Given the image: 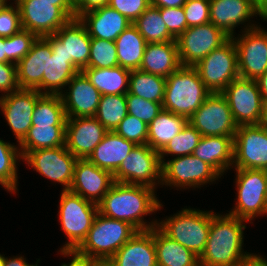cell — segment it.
Listing matches in <instances>:
<instances>
[{
    "instance_id": "6da1fadb",
    "label": "cell",
    "mask_w": 267,
    "mask_h": 266,
    "mask_svg": "<svg viewBox=\"0 0 267 266\" xmlns=\"http://www.w3.org/2000/svg\"><path fill=\"white\" fill-rule=\"evenodd\" d=\"M163 208L156 190L143 186L114 182L103 199L98 203V212L106 217L130 223L138 231L150 230L157 226V219L145 221Z\"/></svg>"
},
{
    "instance_id": "7a4b0ae2",
    "label": "cell",
    "mask_w": 267,
    "mask_h": 266,
    "mask_svg": "<svg viewBox=\"0 0 267 266\" xmlns=\"http://www.w3.org/2000/svg\"><path fill=\"white\" fill-rule=\"evenodd\" d=\"M246 222L228 213H215L199 265L236 266L249 258L253 253L243 250Z\"/></svg>"
},
{
    "instance_id": "3957f363",
    "label": "cell",
    "mask_w": 267,
    "mask_h": 266,
    "mask_svg": "<svg viewBox=\"0 0 267 266\" xmlns=\"http://www.w3.org/2000/svg\"><path fill=\"white\" fill-rule=\"evenodd\" d=\"M211 93L194 67L181 66L166 78L162 107L188 120Z\"/></svg>"
},
{
    "instance_id": "277c9868",
    "label": "cell",
    "mask_w": 267,
    "mask_h": 266,
    "mask_svg": "<svg viewBox=\"0 0 267 266\" xmlns=\"http://www.w3.org/2000/svg\"><path fill=\"white\" fill-rule=\"evenodd\" d=\"M215 213L196 208H182L165 220H158L157 227L169 238L177 241L196 256L203 253L208 239L211 218Z\"/></svg>"
},
{
    "instance_id": "5b68a950",
    "label": "cell",
    "mask_w": 267,
    "mask_h": 266,
    "mask_svg": "<svg viewBox=\"0 0 267 266\" xmlns=\"http://www.w3.org/2000/svg\"><path fill=\"white\" fill-rule=\"evenodd\" d=\"M138 230L130 223L98 212L79 253L106 263Z\"/></svg>"
},
{
    "instance_id": "8992f818",
    "label": "cell",
    "mask_w": 267,
    "mask_h": 266,
    "mask_svg": "<svg viewBox=\"0 0 267 266\" xmlns=\"http://www.w3.org/2000/svg\"><path fill=\"white\" fill-rule=\"evenodd\" d=\"M58 218L68 241L60 249H77L86 239L98 214V204L69 190H61Z\"/></svg>"
},
{
    "instance_id": "52a82bcc",
    "label": "cell",
    "mask_w": 267,
    "mask_h": 266,
    "mask_svg": "<svg viewBox=\"0 0 267 266\" xmlns=\"http://www.w3.org/2000/svg\"><path fill=\"white\" fill-rule=\"evenodd\" d=\"M236 204L228 211L230 215L246 220L251 224L262 216L267 202L266 170L235 169Z\"/></svg>"
},
{
    "instance_id": "ba28073f",
    "label": "cell",
    "mask_w": 267,
    "mask_h": 266,
    "mask_svg": "<svg viewBox=\"0 0 267 266\" xmlns=\"http://www.w3.org/2000/svg\"><path fill=\"white\" fill-rule=\"evenodd\" d=\"M114 181L143 185L156 189L161 186L162 164L159 152L147 144L136 145L113 174Z\"/></svg>"
},
{
    "instance_id": "9c48e42d",
    "label": "cell",
    "mask_w": 267,
    "mask_h": 266,
    "mask_svg": "<svg viewBox=\"0 0 267 266\" xmlns=\"http://www.w3.org/2000/svg\"><path fill=\"white\" fill-rule=\"evenodd\" d=\"M194 68L212 93H221L234 79L240 77L233 39L229 38L220 47L212 50Z\"/></svg>"
},
{
    "instance_id": "30bf717a",
    "label": "cell",
    "mask_w": 267,
    "mask_h": 266,
    "mask_svg": "<svg viewBox=\"0 0 267 266\" xmlns=\"http://www.w3.org/2000/svg\"><path fill=\"white\" fill-rule=\"evenodd\" d=\"M218 178L221 176L210 165L192 154L171 157L162 164V186L196 189L214 183Z\"/></svg>"
},
{
    "instance_id": "8fae6325",
    "label": "cell",
    "mask_w": 267,
    "mask_h": 266,
    "mask_svg": "<svg viewBox=\"0 0 267 266\" xmlns=\"http://www.w3.org/2000/svg\"><path fill=\"white\" fill-rule=\"evenodd\" d=\"M188 122L201 136L234 137L238 128L227 99L222 93H211Z\"/></svg>"
},
{
    "instance_id": "7c38bea8",
    "label": "cell",
    "mask_w": 267,
    "mask_h": 266,
    "mask_svg": "<svg viewBox=\"0 0 267 266\" xmlns=\"http://www.w3.org/2000/svg\"><path fill=\"white\" fill-rule=\"evenodd\" d=\"M267 30V29H266ZM261 24L233 36L238 60L239 76L257 80L267 71V31Z\"/></svg>"
},
{
    "instance_id": "4fadbf2b",
    "label": "cell",
    "mask_w": 267,
    "mask_h": 266,
    "mask_svg": "<svg viewBox=\"0 0 267 266\" xmlns=\"http://www.w3.org/2000/svg\"><path fill=\"white\" fill-rule=\"evenodd\" d=\"M23 161L40 175L62 185L63 191L69 190L77 158L66 146L29 151Z\"/></svg>"
},
{
    "instance_id": "5bb4252c",
    "label": "cell",
    "mask_w": 267,
    "mask_h": 266,
    "mask_svg": "<svg viewBox=\"0 0 267 266\" xmlns=\"http://www.w3.org/2000/svg\"><path fill=\"white\" fill-rule=\"evenodd\" d=\"M238 126L259 125L263 101L256 80L238 77L222 92Z\"/></svg>"
},
{
    "instance_id": "9a60e30c",
    "label": "cell",
    "mask_w": 267,
    "mask_h": 266,
    "mask_svg": "<svg viewBox=\"0 0 267 266\" xmlns=\"http://www.w3.org/2000/svg\"><path fill=\"white\" fill-rule=\"evenodd\" d=\"M44 38L55 55L68 58L79 71L88 68L91 37L79 19H71L55 34Z\"/></svg>"
},
{
    "instance_id": "2e32d148",
    "label": "cell",
    "mask_w": 267,
    "mask_h": 266,
    "mask_svg": "<svg viewBox=\"0 0 267 266\" xmlns=\"http://www.w3.org/2000/svg\"><path fill=\"white\" fill-rule=\"evenodd\" d=\"M233 167L267 170V128L261 124L238 126L234 136Z\"/></svg>"
},
{
    "instance_id": "e0dca14e",
    "label": "cell",
    "mask_w": 267,
    "mask_h": 266,
    "mask_svg": "<svg viewBox=\"0 0 267 266\" xmlns=\"http://www.w3.org/2000/svg\"><path fill=\"white\" fill-rule=\"evenodd\" d=\"M229 38L213 23L187 28L176 39L181 65L194 67Z\"/></svg>"
},
{
    "instance_id": "ac0fdd59",
    "label": "cell",
    "mask_w": 267,
    "mask_h": 266,
    "mask_svg": "<svg viewBox=\"0 0 267 266\" xmlns=\"http://www.w3.org/2000/svg\"><path fill=\"white\" fill-rule=\"evenodd\" d=\"M20 11L22 28L37 37L55 34L71 18L54 2L16 0Z\"/></svg>"
},
{
    "instance_id": "d6986e66",
    "label": "cell",
    "mask_w": 267,
    "mask_h": 266,
    "mask_svg": "<svg viewBox=\"0 0 267 266\" xmlns=\"http://www.w3.org/2000/svg\"><path fill=\"white\" fill-rule=\"evenodd\" d=\"M210 23L221 29L230 38L235 36V28L244 25L245 30L258 26L253 17L262 18L263 12L250 0H209ZM252 18V19H251ZM251 19V20H250ZM252 23H251V22ZM246 22H248L246 24Z\"/></svg>"
},
{
    "instance_id": "ffe728a7",
    "label": "cell",
    "mask_w": 267,
    "mask_h": 266,
    "mask_svg": "<svg viewBox=\"0 0 267 266\" xmlns=\"http://www.w3.org/2000/svg\"><path fill=\"white\" fill-rule=\"evenodd\" d=\"M42 95L36 90L19 89L0 96V110L14 133L18 144L32 126L33 111L37 99Z\"/></svg>"
},
{
    "instance_id": "44dd1931",
    "label": "cell",
    "mask_w": 267,
    "mask_h": 266,
    "mask_svg": "<svg viewBox=\"0 0 267 266\" xmlns=\"http://www.w3.org/2000/svg\"><path fill=\"white\" fill-rule=\"evenodd\" d=\"M107 132L95 117L67 118L65 146L77 159H87Z\"/></svg>"
},
{
    "instance_id": "7402d4cb",
    "label": "cell",
    "mask_w": 267,
    "mask_h": 266,
    "mask_svg": "<svg viewBox=\"0 0 267 266\" xmlns=\"http://www.w3.org/2000/svg\"><path fill=\"white\" fill-rule=\"evenodd\" d=\"M113 174L88 159H77L69 191L98 204L114 184Z\"/></svg>"
},
{
    "instance_id": "603a6c76",
    "label": "cell",
    "mask_w": 267,
    "mask_h": 266,
    "mask_svg": "<svg viewBox=\"0 0 267 266\" xmlns=\"http://www.w3.org/2000/svg\"><path fill=\"white\" fill-rule=\"evenodd\" d=\"M66 88L59 95L64 104L67 118L95 117L101 93L82 71L72 77Z\"/></svg>"
},
{
    "instance_id": "cb8c5ba5",
    "label": "cell",
    "mask_w": 267,
    "mask_h": 266,
    "mask_svg": "<svg viewBox=\"0 0 267 266\" xmlns=\"http://www.w3.org/2000/svg\"><path fill=\"white\" fill-rule=\"evenodd\" d=\"M106 263L110 266H158L154 227L137 231Z\"/></svg>"
},
{
    "instance_id": "d4e9b609",
    "label": "cell",
    "mask_w": 267,
    "mask_h": 266,
    "mask_svg": "<svg viewBox=\"0 0 267 266\" xmlns=\"http://www.w3.org/2000/svg\"><path fill=\"white\" fill-rule=\"evenodd\" d=\"M47 53H53L44 37H37L30 52L17 63V82L20 89L36 90L40 93V83L46 74Z\"/></svg>"
},
{
    "instance_id": "484cf974",
    "label": "cell",
    "mask_w": 267,
    "mask_h": 266,
    "mask_svg": "<svg viewBox=\"0 0 267 266\" xmlns=\"http://www.w3.org/2000/svg\"><path fill=\"white\" fill-rule=\"evenodd\" d=\"M79 20L91 38L115 41L132 23L109 5L83 14Z\"/></svg>"
},
{
    "instance_id": "4316f807",
    "label": "cell",
    "mask_w": 267,
    "mask_h": 266,
    "mask_svg": "<svg viewBox=\"0 0 267 266\" xmlns=\"http://www.w3.org/2000/svg\"><path fill=\"white\" fill-rule=\"evenodd\" d=\"M233 150L234 137L201 136L192 155L206 162L223 176L227 170L232 169Z\"/></svg>"
},
{
    "instance_id": "83f0119b",
    "label": "cell",
    "mask_w": 267,
    "mask_h": 266,
    "mask_svg": "<svg viewBox=\"0 0 267 266\" xmlns=\"http://www.w3.org/2000/svg\"><path fill=\"white\" fill-rule=\"evenodd\" d=\"M176 41L147 43L140 70L167 78L181 67Z\"/></svg>"
},
{
    "instance_id": "f1b7e54d",
    "label": "cell",
    "mask_w": 267,
    "mask_h": 266,
    "mask_svg": "<svg viewBox=\"0 0 267 266\" xmlns=\"http://www.w3.org/2000/svg\"><path fill=\"white\" fill-rule=\"evenodd\" d=\"M135 146V143L114 131H108L87 159L97 167L114 174Z\"/></svg>"
},
{
    "instance_id": "f546056e",
    "label": "cell",
    "mask_w": 267,
    "mask_h": 266,
    "mask_svg": "<svg viewBox=\"0 0 267 266\" xmlns=\"http://www.w3.org/2000/svg\"><path fill=\"white\" fill-rule=\"evenodd\" d=\"M154 245L158 266H200L199 257L154 227Z\"/></svg>"
},
{
    "instance_id": "4dcf8cb0",
    "label": "cell",
    "mask_w": 267,
    "mask_h": 266,
    "mask_svg": "<svg viewBox=\"0 0 267 266\" xmlns=\"http://www.w3.org/2000/svg\"><path fill=\"white\" fill-rule=\"evenodd\" d=\"M80 72L68 58L47 53L46 74L40 83V93L60 94L72 77Z\"/></svg>"
},
{
    "instance_id": "1f68e13d",
    "label": "cell",
    "mask_w": 267,
    "mask_h": 266,
    "mask_svg": "<svg viewBox=\"0 0 267 266\" xmlns=\"http://www.w3.org/2000/svg\"><path fill=\"white\" fill-rule=\"evenodd\" d=\"M82 72L101 95L126 94L130 70L121 66L111 68H84Z\"/></svg>"
},
{
    "instance_id": "d6a6232c",
    "label": "cell",
    "mask_w": 267,
    "mask_h": 266,
    "mask_svg": "<svg viewBox=\"0 0 267 266\" xmlns=\"http://www.w3.org/2000/svg\"><path fill=\"white\" fill-rule=\"evenodd\" d=\"M119 66L128 70L140 68L147 42L132 23L114 41Z\"/></svg>"
},
{
    "instance_id": "836d02e7",
    "label": "cell",
    "mask_w": 267,
    "mask_h": 266,
    "mask_svg": "<svg viewBox=\"0 0 267 266\" xmlns=\"http://www.w3.org/2000/svg\"><path fill=\"white\" fill-rule=\"evenodd\" d=\"M187 122L188 120L181 115L162 110L148 125L147 145L160 152Z\"/></svg>"
},
{
    "instance_id": "e575fe53",
    "label": "cell",
    "mask_w": 267,
    "mask_h": 266,
    "mask_svg": "<svg viewBox=\"0 0 267 266\" xmlns=\"http://www.w3.org/2000/svg\"><path fill=\"white\" fill-rule=\"evenodd\" d=\"M17 145L20 147L22 158L29 151L65 146V126H31L24 139Z\"/></svg>"
},
{
    "instance_id": "d590c367",
    "label": "cell",
    "mask_w": 267,
    "mask_h": 266,
    "mask_svg": "<svg viewBox=\"0 0 267 266\" xmlns=\"http://www.w3.org/2000/svg\"><path fill=\"white\" fill-rule=\"evenodd\" d=\"M166 78L140 69L130 71L128 93L145 100L163 103Z\"/></svg>"
},
{
    "instance_id": "8d00e7d4",
    "label": "cell",
    "mask_w": 267,
    "mask_h": 266,
    "mask_svg": "<svg viewBox=\"0 0 267 266\" xmlns=\"http://www.w3.org/2000/svg\"><path fill=\"white\" fill-rule=\"evenodd\" d=\"M133 24L147 43L176 41V38L168 31L159 8L152 4Z\"/></svg>"
},
{
    "instance_id": "74e56055",
    "label": "cell",
    "mask_w": 267,
    "mask_h": 266,
    "mask_svg": "<svg viewBox=\"0 0 267 266\" xmlns=\"http://www.w3.org/2000/svg\"><path fill=\"white\" fill-rule=\"evenodd\" d=\"M67 116L59 94H42L36 102L32 126H66Z\"/></svg>"
},
{
    "instance_id": "f35d334b",
    "label": "cell",
    "mask_w": 267,
    "mask_h": 266,
    "mask_svg": "<svg viewBox=\"0 0 267 266\" xmlns=\"http://www.w3.org/2000/svg\"><path fill=\"white\" fill-rule=\"evenodd\" d=\"M23 160L20 147L0 138V185L11 194L18 192V162Z\"/></svg>"
},
{
    "instance_id": "ab89813d",
    "label": "cell",
    "mask_w": 267,
    "mask_h": 266,
    "mask_svg": "<svg viewBox=\"0 0 267 266\" xmlns=\"http://www.w3.org/2000/svg\"><path fill=\"white\" fill-rule=\"evenodd\" d=\"M127 114L126 94L101 95L95 118L108 131H114Z\"/></svg>"
},
{
    "instance_id": "60d3db41",
    "label": "cell",
    "mask_w": 267,
    "mask_h": 266,
    "mask_svg": "<svg viewBox=\"0 0 267 266\" xmlns=\"http://www.w3.org/2000/svg\"><path fill=\"white\" fill-rule=\"evenodd\" d=\"M200 138L201 134L187 122L182 130L159 152L161 164L166 161L165 156L167 155L179 157L193 154Z\"/></svg>"
},
{
    "instance_id": "b9f144b4",
    "label": "cell",
    "mask_w": 267,
    "mask_h": 266,
    "mask_svg": "<svg viewBox=\"0 0 267 266\" xmlns=\"http://www.w3.org/2000/svg\"><path fill=\"white\" fill-rule=\"evenodd\" d=\"M119 66L114 41L91 38L88 68H111Z\"/></svg>"
},
{
    "instance_id": "7bdbcfd3",
    "label": "cell",
    "mask_w": 267,
    "mask_h": 266,
    "mask_svg": "<svg viewBox=\"0 0 267 266\" xmlns=\"http://www.w3.org/2000/svg\"><path fill=\"white\" fill-rule=\"evenodd\" d=\"M128 114L149 125L163 110L161 103L151 102L131 93H126Z\"/></svg>"
},
{
    "instance_id": "ee69618b",
    "label": "cell",
    "mask_w": 267,
    "mask_h": 266,
    "mask_svg": "<svg viewBox=\"0 0 267 266\" xmlns=\"http://www.w3.org/2000/svg\"><path fill=\"white\" fill-rule=\"evenodd\" d=\"M114 132L136 145L147 144L148 125L135 116L127 114Z\"/></svg>"
},
{
    "instance_id": "f6af8a7d",
    "label": "cell",
    "mask_w": 267,
    "mask_h": 266,
    "mask_svg": "<svg viewBox=\"0 0 267 266\" xmlns=\"http://www.w3.org/2000/svg\"><path fill=\"white\" fill-rule=\"evenodd\" d=\"M37 39L34 33L22 29L18 33L7 38V63L17 64L31 49Z\"/></svg>"
},
{
    "instance_id": "bcb514c9",
    "label": "cell",
    "mask_w": 267,
    "mask_h": 266,
    "mask_svg": "<svg viewBox=\"0 0 267 266\" xmlns=\"http://www.w3.org/2000/svg\"><path fill=\"white\" fill-rule=\"evenodd\" d=\"M6 1L0 8V37L8 38L21 31L22 24L18 5ZM15 5V6H14Z\"/></svg>"
},
{
    "instance_id": "7dc6e473",
    "label": "cell",
    "mask_w": 267,
    "mask_h": 266,
    "mask_svg": "<svg viewBox=\"0 0 267 266\" xmlns=\"http://www.w3.org/2000/svg\"><path fill=\"white\" fill-rule=\"evenodd\" d=\"M183 9L188 28L210 23L209 0H186Z\"/></svg>"
},
{
    "instance_id": "c3c4849f",
    "label": "cell",
    "mask_w": 267,
    "mask_h": 266,
    "mask_svg": "<svg viewBox=\"0 0 267 266\" xmlns=\"http://www.w3.org/2000/svg\"><path fill=\"white\" fill-rule=\"evenodd\" d=\"M168 31L177 39L187 28L183 7L159 8Z\"/></svg>"
},
{
    "instance_id": "681fc988",
    "label": "cell",
    "mask_w": 267,
    "mask_h": 266,
    "mask_svg": "<svg viewBox=\"0 0 267 266\" xmlns=\"http://www.w3.org/2000/svg\"><path fill=\"white\" fill-rule=\"evenodd\" d=\"M108 5L133 23L151 5V2L149 0H110Z\"/></svg>"
},
{
    "instance_id": "f907efd6",
    "label": "cell",
    "mask_w": 267,
    "mask_h": 266,
    "mask_svg": "<svg viewBox=\"0 0 267 266\" xmlns=\"http://www.w3.org/2000/svg\"><path fill=\"white\" fill-rule=\"evenodd\" d=\"M17 82V64L0 63V95L4 96L19 90Z\"/></svg>"
},
{
    "instance_id": "816d5d0a",
    "label": "cell",
    "mask_w": 267,
    "mask_h": 266,
    "mask_svg": "<svg viewBox=\"0 0 267 266\" xmlns=\"http://www.w3.org/2000/svg\"><path fill=\"white\" fill-rule=\"evenodd\" d=\"M58 251L60 252V255H62L63 257L66 256L72 257L69 258L70 259L69 263H64V264L62 263L61 266H98L100 263L94 258L79 253L76 249L72 250L60 249Z\"/></svg>"
},
{
    "instance_id": "f5cc1de1",
    "label": "cell",
    "mask_w": 267,
    "mask_h": 266,
    "mask_svg": "<svg viewBox=\"0 0 267 266\" xmlns=\"http://www.w3.org/2000/svg\"><path fill=\"white\" fill-rule=\"evenodd\" d=\"M110 0H78L75 3V18L79 19L83 14L107 6Z\"/></svg>"
},
{
    "instance_id": "db71d44e",
    "label": "cell",
    "mask_w": 267,
    "mask_h": 266,
    "mask_svg": "<svg viewBox=\"0 0 267 266\" xmlns=\"http://www.w3.org/2000/svg\"><path fill=\"white\" fill-rule=\"evenodd\" d=\"M54 2V6H59L71 19L75 18V4L72 0H37Z\"/></svg>"
},
{
    "instance_id": "11a10c76",
    "label": "cell",
    "mask_w": 267,
    "mask_h": 266,
    "mask_svg": "<svg viewBox=\"0 0 267 266\" xmlns=\"http://www.w3.org/2000/svg\"><path fill=\"white\" fill-rule=\"evenodd\" d=\"M266 256L258 254H252L249 258L239 263L236 266H267Z\"/></svg>"
},
{
    "instance_id": "9f6ffc18",
    "label": "cell",
    "mask_w": 267,
    "mask_h": 266,
    "mask_svg": "<svg viewBox=\"0 0 267 266\" xmlns=\"http://www.w3.org/2000/svg\"><path fill=\"white\" fill-rule=\"evenodd\" d=\"M38 263H40V259H38L35 264H28L24 256L19 255L11 258L5 257L4 266H38Z\"/></svg>"
},
{
    "instance_id": "6f0895ef",
    "label": "cell",
    "mask_w": 267,
    "mask_h": 266,
    "mask_svg": "<svg viewBox=\"0 0 267 266\" xmlns=\"http://www.w3.org/2000/svg\"><path fill=\"white\" fill-rule=\"evenodd\" d=\"M186 0H153L151 4L157 8L183 7Z\"/></svg>"
},
{
    "instance_id": "680465c9",
    "label": "cell",
    "mask_w": 267,
    "mask_h": 266,
    "mask_svg": "<svg viewBox=\"0 0 267 266\" xmlns=\"http://www.w3.org/2000/svg\"><path fill=\"white\" fill-rule=\"evenodd\" d=\"M256 81L261 93L262 101H267V71L262 74Z\"/></svg>"
},
{
    "instance_id": "91938a15",
    "label": "cell",
    "mask_w": 267,
    "mask_h": 266,
    "mask_svg": "<svg viewBox=\"0 0 267 266\" xmlns=\"http://www.w3.org/2000/svg\"><path fill=\"white\" fill-rule=\"evenodd\" d=\"M0 63H7V38L0 37Z\"/></svg>"
},
{
    "instance_id": "94428289",
    "label": "cell",
    "mask_w": 267,
    "mask_h": 266,
    "mask_svg": "<svg viewBox=\"0 0 267 266\" xmlns=\"http://www.w3.org/2000/svg\"><path fill=\"white\" fill-rule=\"evenodd\" d=\"M260 124L267 128V101L263 102L262 118Z\"/></svg>"
},
{
    "instance_id": "6125c7cd",
    "label": "cell",
    "mask_w": 267,
    "mask_h": 266,
    "mask_svg": "<svg viewBox=\"0 0 267 266\" xmlns=\"http://www.w3.org/2000/svg\"><path fill=\"white\" fill-rule=\"evenodd\" d=\"M253 2L262 12L267 11V0H250Z\"/></svg>"
},
{
    "instance_id": "be15d7a7",
    "label": "cell",
    "mask_w": 267,
    "mask_h": 266,
    "mask_svg": "<svg viewBox=\"0 0 267 266\" xmlns=\"http://www.w3.org/2000/svg\"><path fill=\"white\" fill-rule=\"evenodd\" d=\"M5 263V255L0 254V266H4Z\"/></svg>"
},
{
    "instance_id": "e7e4bbea",
    "label": "cell",
    "mask_w": 267,
    "mask_h": 266,
    "mask_svg": "<svg viewBox=\"0 0 267 266\" xmlns=\"http://www.w3.org/2000/svg\"><path fill=\"white\" fill-rule=\"evenodd\" d=\"M261 20L267 22V11L266 12H263Z\"/></svg>"
},
{
    "instance_id": "03108f58",
    "label": "cell",
    "mask_w": 267,
    "mask_h": 266,
    "mask_svg": "<svg viewBox=\"0 0 267 266\" xmlns=\"http://www.w3.org/2000/svg\"><path fill=\"white\" fill-rule=\"evenodd\" d=\"M264 215H267V202H266V204H265V207H264V211H263L262 217H263Z\"/></svg>"
},
{
    "instance_id": "003e7915",
    "label": "cell",
    "mask_w": 267,
    "mask_h": 266,
    "mask_svg": "<svg viewBox=\"0 0 267 266\" xmlns=\"http://www.w3.org/2000/svg\"><path fill=\"white\" fill-rule=\"evenodd\" d=\"M98 266H110L109 264H107V263H99V265Z\"/></svg>"
},
{
    "instance_id": "a7ac6f4b",
    "label": "cell",
    "mask_w": 267,
    "mask_h": 266,
    "mask_svg": "<svg viewBox=\"0 0 267 266\" xmlns=\"http://www.w3.org/2000/svg\"><path fill=\"white\" fill-rule=\"evenodd\" d=\"M5 0H0V8L3 6V4L5 3Z\"/></svg>"
}]
</instances>
